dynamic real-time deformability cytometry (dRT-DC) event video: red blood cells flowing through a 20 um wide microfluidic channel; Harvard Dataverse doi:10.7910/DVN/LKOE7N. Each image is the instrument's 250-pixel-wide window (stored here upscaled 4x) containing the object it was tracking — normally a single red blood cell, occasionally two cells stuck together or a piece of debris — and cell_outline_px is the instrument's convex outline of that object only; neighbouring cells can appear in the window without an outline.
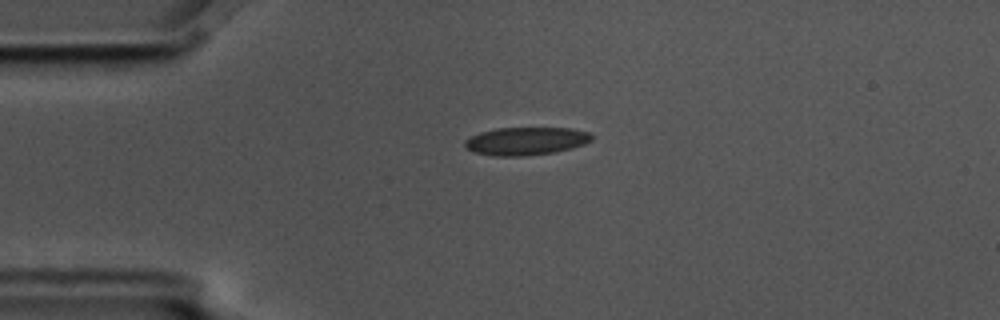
{"species": "common noctule bat (a hibernating species)", "species_latin": "Nyctalus noctula", "temperature_condition": "cold", "stored_images_in_passage": 2, "camera_frame_rate_fps": 3000, "um_per_image_px": 0.085, "animal": {"sex": "male", "body_mass_g": 17.5, "forearm_length_mm": 52.3}, "frame": {"image": 1, "passage_image": 1, "time_ms": 0.0, "image_size_px": [1000, 320], "cell_outline_px": [[592, 140], [584, 144], [572, 148], [556, 152], [520, 156], [492, 156], [476, 152], [468, 148], [464, 144], [464, 140], [480, 132], [496, 128], [572, 128], [592, 132]], "centroid_in_image_um": [44.75, 11.98], "position_along_channel_um": 40.3, "area_um2": 20.69}}